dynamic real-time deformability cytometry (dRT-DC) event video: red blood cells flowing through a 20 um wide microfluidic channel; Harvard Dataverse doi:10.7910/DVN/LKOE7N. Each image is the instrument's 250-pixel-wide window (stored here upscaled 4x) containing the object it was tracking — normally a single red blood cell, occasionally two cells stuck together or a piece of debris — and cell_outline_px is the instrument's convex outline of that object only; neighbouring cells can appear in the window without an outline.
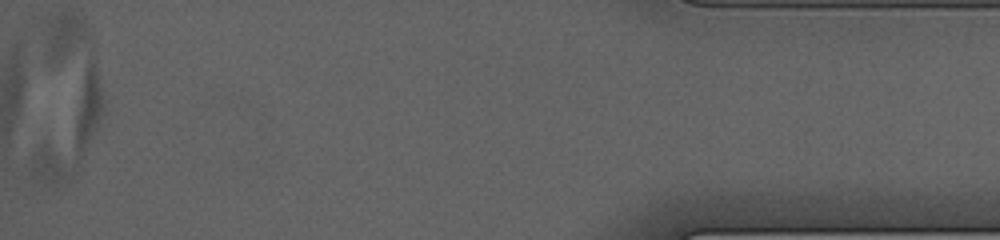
{"species": "human", "species_latin": "Homo sapiens", "temperature_condition": "cold", "stored_images_in_passage": 61, "segment_of_instrument_passage": [2, 2], "camera_frame_rate_fps": 3000, "um_per_image_px": 0.085, "donor": {"sex": "male"}, "frame": {"image": 1, "passage_image": 61, "time_ms": 20.0, "image_size_px": [1000, 240], "cell_outline_px": [[104, 112], [80, 164], [72, 180], [56, 184], [44, 184], [36, 180], [32, 176], [32, 156], [88, 60], [92, 56], [104, 100]], "centroid_in_image_um": [5.98, 11.1], "position_along_channel_um": 429.2, "area_um2": 34.39}}